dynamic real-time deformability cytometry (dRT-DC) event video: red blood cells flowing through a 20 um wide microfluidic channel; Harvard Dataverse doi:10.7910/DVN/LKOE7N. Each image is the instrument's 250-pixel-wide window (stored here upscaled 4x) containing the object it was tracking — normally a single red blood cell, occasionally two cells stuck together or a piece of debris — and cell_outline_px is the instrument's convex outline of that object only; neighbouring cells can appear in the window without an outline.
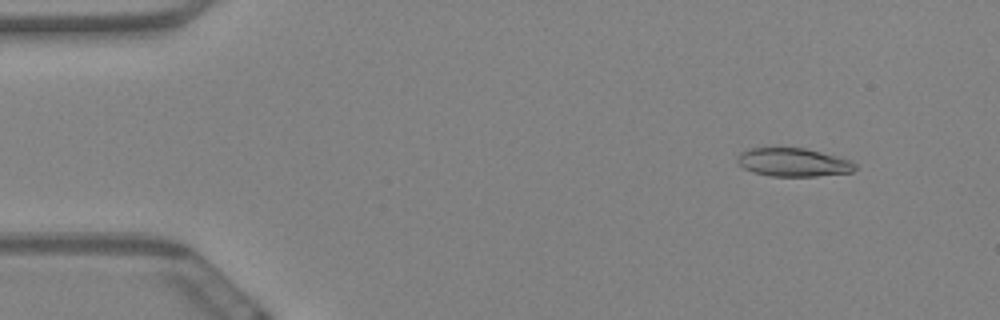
{"species": "Egyptian fruit bat (a non-hibernating species)", "species_latin": "Rousettus aegyptiacus", "temperature_condition": "warm", "stored_images_in_passage": 59, "camera_frame_rate_fps": 3000, "um_per_image_px": 0.085, "animal": {"sex": "female"}, "frame": {"image": 1, "passage_image": 6, "time_ms": 1.667, "image_size_px": [1000, 320], "cell_outline_px": [[856, 168], [852, 172], [816, 176], [772, 176], [752, 172], [736, 164], [736, 156], [740, 152], [748, 148], [804, 148], [852, 160], [856, 164]], "centroid_in_image_um": [67.39, 13.8], "position_along_channel_um": 17.6, "area_um2": 19.59}}
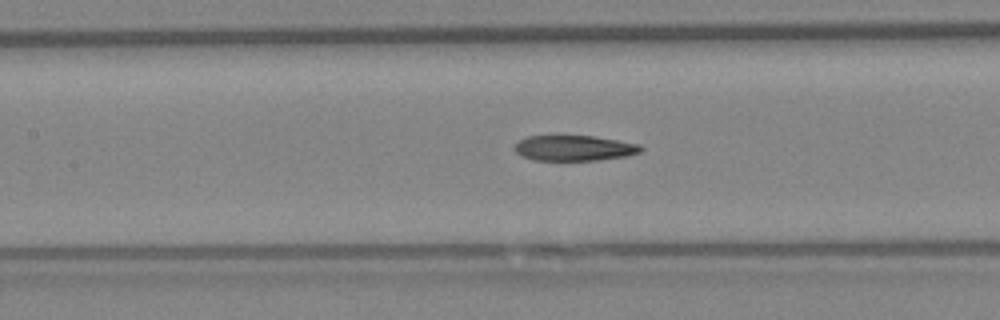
{"frame": {"image": 2, "passage_image": 27, "time_ms": 8.667, "image_size_px": [1000, 320], "cell_outline_px": [[644, 148], [640, 152], [628, 156], [600, 160], [532, 160], [520, 156], [512, 148], [520, 140], [528, 136], [556, 132], [592, 136], [640, 144]], "centroid_in_image_um": [48.74, 12.54], "position_along_channel_um": 158.7, "area_um2": 19.71}}
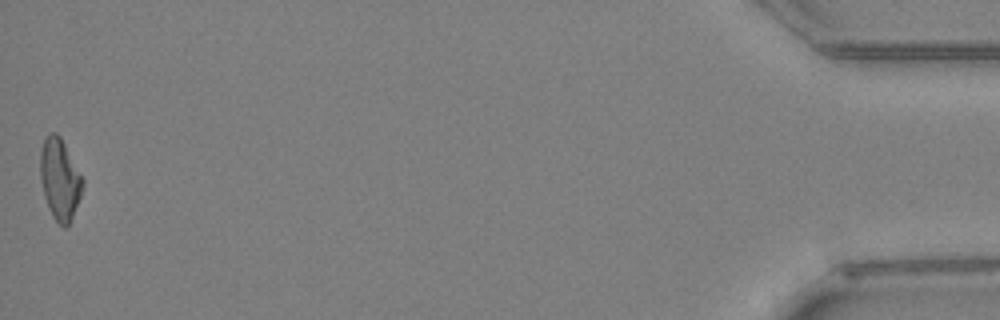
{"frame": {"image": 3, "passage_image": 59, "time_ms": 19.333, "image_size_px": [1000, 320], "cell_outline_px": [[84, 184], [80, 196], [72, 216], [68, 224], [64, 228], [52, 216], [48, 208], [44, 196], [40, 180], [40, 152], [44, 140], [48, 132], [56, 132], [60, 136], [84, 180]], "centroid_in_image_um": [5.06, 15.21], "position_along_channel_um": 430.1, "area_um2": 19.88}, "authors_computed_cell_mechanics": {"area_um2": 19.8832, "velocity_mm_per_s": 3.4609, "shape_relaxation_time_tau1_ms": null, "shape_relaxation_time_tau2_ms": 2.8286, "deformation_change_tau1": null, "deformation_change_tau2": 0.1134}}